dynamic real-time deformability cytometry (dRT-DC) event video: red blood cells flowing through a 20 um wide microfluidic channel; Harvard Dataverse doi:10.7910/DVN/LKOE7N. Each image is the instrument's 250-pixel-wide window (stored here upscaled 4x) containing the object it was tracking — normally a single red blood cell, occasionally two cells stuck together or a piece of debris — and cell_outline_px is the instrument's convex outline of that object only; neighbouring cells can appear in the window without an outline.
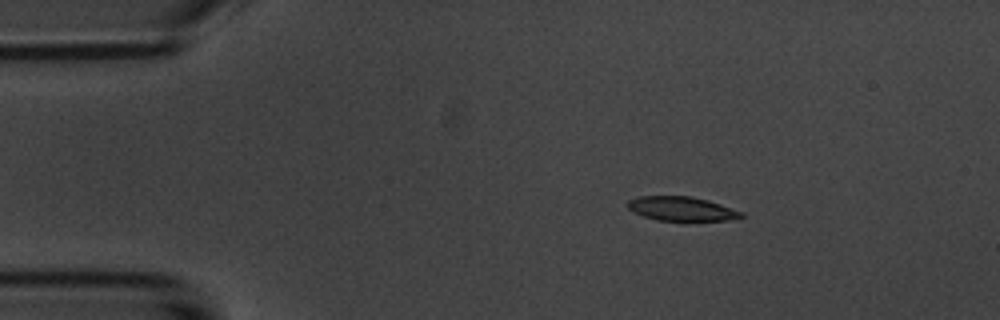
{"species": "common noctule bat (a hibernating species)", "species_latin": "Nyctalus noctula", "temperature_condition": "room temperature", "stored_images_in_passage": 3, "camera_frame_rate_fps": 3000, "um_per_image_px": 0.085, "animal": {"sex": "male", "body_mass_g": 20.1, "forearm_length_mm": 53.5}, "frame": {"image": 1, "passage_image": 1, "time_ms": 0.0, "image_size_px": [1000, 320], "cell_outline_px": [[744, 216], [728, 220], [656, 220], [632, 212], [628, 208], [628, 200], [640, 196], [692, 196], [708, 200], [744, 212]], "centroid_in_image_um": [57.93, 17.73], "position_along_channel_um": 27.1, "area_um2": 15.9}}